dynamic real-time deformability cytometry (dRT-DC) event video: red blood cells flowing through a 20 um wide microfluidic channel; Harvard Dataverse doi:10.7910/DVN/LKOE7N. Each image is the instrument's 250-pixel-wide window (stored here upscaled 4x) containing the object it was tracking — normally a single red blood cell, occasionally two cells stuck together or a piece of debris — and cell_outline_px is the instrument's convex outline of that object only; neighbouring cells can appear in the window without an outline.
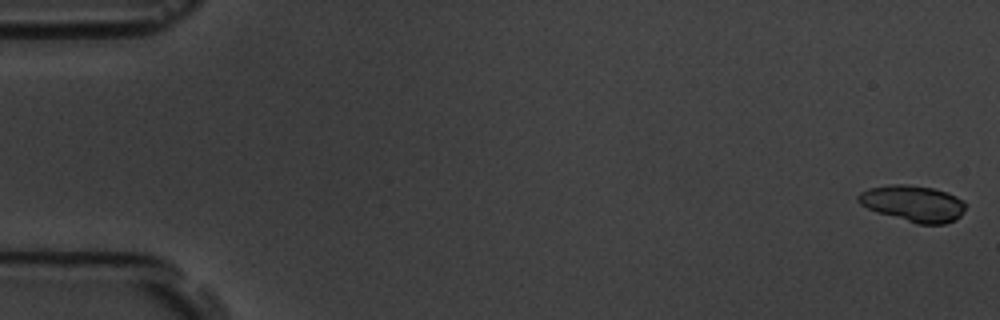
{"species": "common noctule bat (a hibernating species)", "species_latin": "Nyctalus noctula", "temperature_condition": "room temperature", "stored_images_in_passage": 5, "camera_frame_rate_fps": 3000, "um_per_image_px": 0.085, "animal": {"sex": "male", "body_mass_g": 19.5, "forearm_length_mm": 54.6}, "frame": {"image": 1, "passage_image": 1, "time_ms": 0.0, "image_size_px": [1000, 320], "cell_outline_px": [[968, 204], [964, 212], [956, 220], [944, 224], [916, 224], [876, 212], [860, 204], [856, 200], [856, 196], [860, 192], [868, 188], [892, 184], [908, 184], [932, 188], [948, 192], [964, 200]], "centroid_in_image_um": [77.64, 17.3], "position_along_channel_um": 7.4, "area_um2": 23.12}}
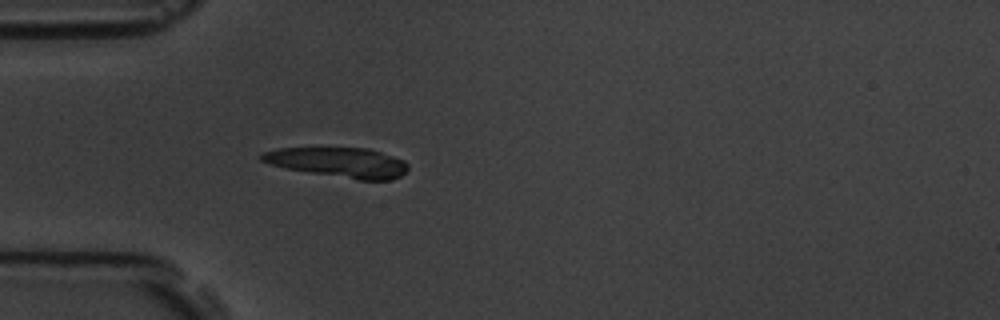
{"frame": {"image": 2, "passage_image": 5, "time_ms": 5.333, "image_size_px": [1000, 320], "cell_outline_px": [[408, 168], [400, 176], [392, 180], [356, 180], [284, 168], [260, 160], [256, 156], [260, 152], [276, 148], [368, 148], [404, 160], [408, 164]], "centroid_in_image_um": [28.73, 13.8], "position_along_channel_um": 56.3, "area_um2": 25.66}}